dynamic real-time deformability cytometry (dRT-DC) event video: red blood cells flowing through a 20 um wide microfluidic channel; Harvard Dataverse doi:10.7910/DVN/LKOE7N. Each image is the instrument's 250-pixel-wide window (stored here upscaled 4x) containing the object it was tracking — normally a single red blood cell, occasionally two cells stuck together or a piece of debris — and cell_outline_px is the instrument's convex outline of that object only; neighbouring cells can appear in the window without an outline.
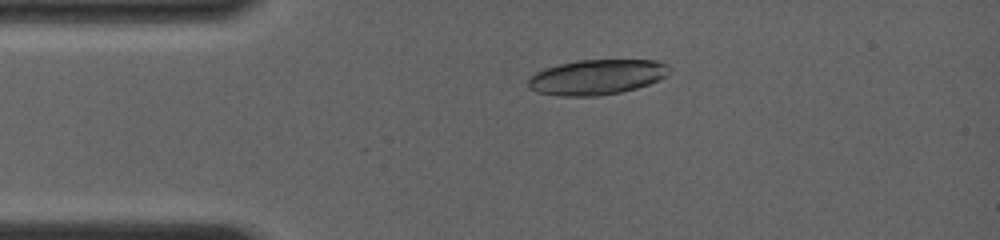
{"species": "common noctule bat (a hibernating species)", "species_latin": "Nyctalus noctula", "temperature_condition": "room temperature", "stored_images_in_passage": 5, "camera_frame_rate_fps": 4000, "um_per_image_px": 0.085, "animal": {"sex": "female", "body_mass_g": 19.0, "forearm_length_mm": 56.7}, "frame": {"image": 1, "passage_image": 2, "time_ms": 0.5, "image_size_px": [1000, 240], "cell_outline_px": [[668, 76], [660, 80], [636, 88], [620, 92], [600, 96], [560, 96], [536, 92], [528, 88], [528, 76], [544, 68], [560, 64], [580, 60], [656, 60], [668, 64]], "centroid_in_image_um": [50.71, 6.56], "position_along_channel_um": 34.3, "area_um2": 29.07}}